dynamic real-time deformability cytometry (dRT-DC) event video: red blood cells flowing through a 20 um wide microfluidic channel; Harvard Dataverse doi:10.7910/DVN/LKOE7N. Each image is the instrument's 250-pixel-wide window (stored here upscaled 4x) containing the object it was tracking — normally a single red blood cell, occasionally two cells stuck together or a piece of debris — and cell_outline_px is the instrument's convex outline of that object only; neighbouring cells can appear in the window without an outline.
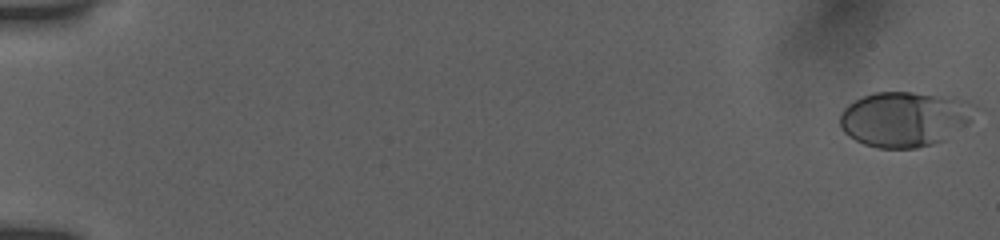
{"species": "human", "species_latin": "Homo sapiens", "temperature_condition": "room temperature", "stored_images_in_passage": 25, "camera_frame_rate_fps": 3000, "um_per_image_px": 0.085, "donor": {"sex": "female"}, "frame": {"image": 1, "passage_image": 1, "time_ms": 0.0, "image_size_px": [1000, 240], "cell_outline_px": [[976, 108], [972, 120], [968, 124], [944, 140], [932, 144], [916, 148], [876, 148], [864, 144], [856, 140], [844, 132], [840, 128], [840, 112], [848, 104], [864, 96], [876, 92], [912, 92], [952, 96], [968, 100], [976, 104]], "centroid_in_image_um": [76.93, 10.1], "position_along_channel_um": 8.1, "area_um2": 43.81}}
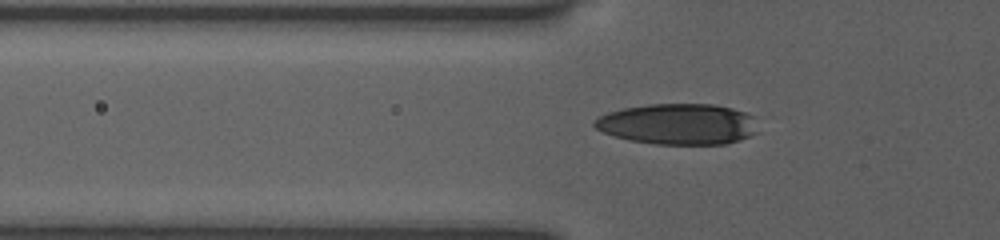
{"frame": {"image": 2, "passage_image": 20, "time_ms": 6.333, "image_size_px": [1000, 240], "cell_outline_px": [[756, 132], [748, 136], [724, 144], [656, 144], [628, 140], [604, 132], [596, 128], [592, 124], [600, 116], [608, 112], [624, 108], [648, 104], [712, 104], [732, 108], [744, 112], [752, 116]], "centroid_in_image_um": [57.6, 10.54], "position_along_channel_um": 68.2, "area_um2": 38.49}}
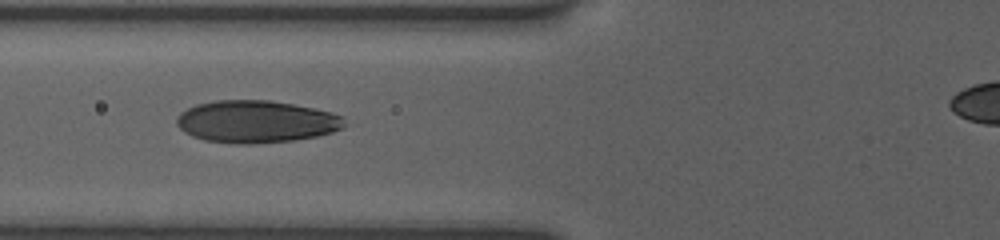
{"frame": {"image": 3, "passage_image": 24, "time_ms": 7.333, "image_size_px": [1000, 240], "cell_outline_px": [[344, 128], [332, 132], [316, 136], [296, 140], [248, 144], [240, 144], [204, 140], [192, 136], [184, 132], [176, 124], [176, 120], [180, 112], [196, 104], [216, 100], [268, 100], [292, 104], [332, 112], [344, 116]], "centroid_in_image_um": [21.77, 10.34], "position_along_channel_um": 104.0, "area_um2": 41.38}}